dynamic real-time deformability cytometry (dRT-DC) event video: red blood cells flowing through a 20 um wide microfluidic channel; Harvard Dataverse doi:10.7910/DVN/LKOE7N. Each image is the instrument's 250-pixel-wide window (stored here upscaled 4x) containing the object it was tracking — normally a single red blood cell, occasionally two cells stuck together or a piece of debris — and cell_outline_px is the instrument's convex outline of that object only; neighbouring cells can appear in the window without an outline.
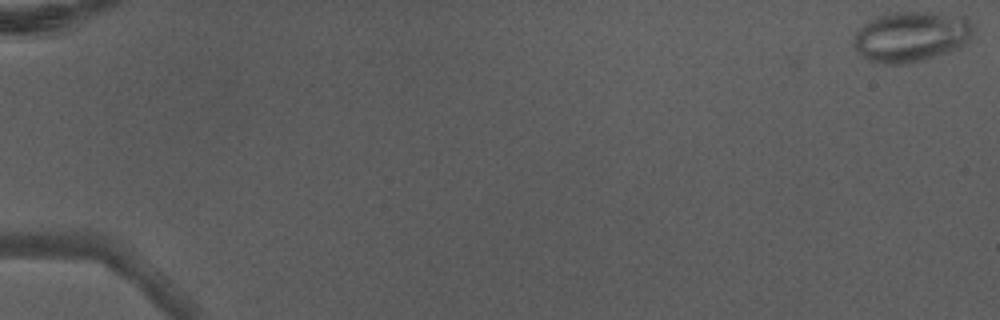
{"species": "Egyptian fruit bat (a non-hibernating species)", "species_latin": "Rousettus aegyptiacus", "temperature_condition": "warm", "stored_images_in_passage": 12, "camera_frame_rate_fps": 3000, "um_per_image_px": 0.085, "animal": {"sex": "male"}, "frame": {"image": 1, "passage_image": 1, "time_ms": 0.0, "image_size_px": [1000, 320], "cell_outline_px": [[972, 36], [964, 44], [956, 48], [924, 60], [904, 64], [888, 64], [868, 60], [856, 48], [852, 40], [856, 32], [868, 20], [892, 12], [932, 12], [964, 16], [972, 24]], "centroid_in_image_um": [77.44, 3.09], "position_along_channel_um": 7.6, "area_um2": 34.8}}